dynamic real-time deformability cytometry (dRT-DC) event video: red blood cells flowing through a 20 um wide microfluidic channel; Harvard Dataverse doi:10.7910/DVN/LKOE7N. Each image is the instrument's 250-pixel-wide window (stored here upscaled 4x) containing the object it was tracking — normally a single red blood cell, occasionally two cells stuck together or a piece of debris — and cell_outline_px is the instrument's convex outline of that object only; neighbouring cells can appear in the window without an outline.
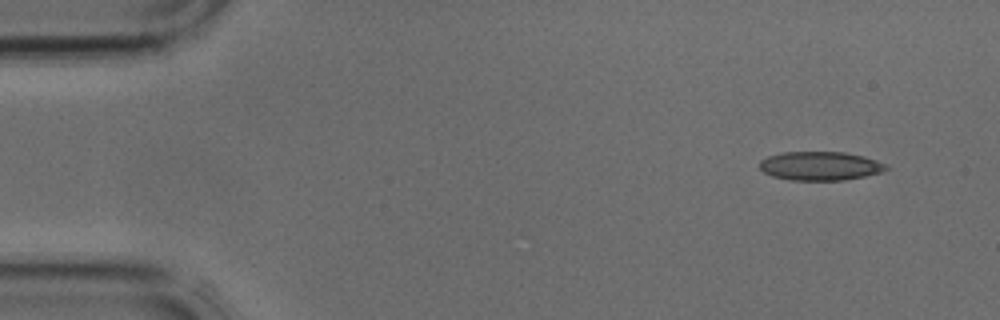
{"species": "common noctule bat (a hibernating species)", "species_latin": "Nyctalus noctula", "temperature_condition": "cold", "stored_images_in_passage": 3, "camera_frame_rate_fps": 3000, "um_per_image_px": 0.085, "animal": {"sex": "male", "body_mass_g": 17.9, "forearm_length_mm": 54.2}, "frame": {"image": 1, "passage_image": 1, "time_ms": 0.0, "image_size_px": [1000, 320], "cell_outline_px": [[888, 168], [880, 172], [864, 176], [844, 180], [788, 180], [772, 176], [764, 172], [760, 168], [760, 160], [768, 156], [784, 152], [844, 152], [864, 156], [888, 164]], "centroid_in_image_um": [69.71, 14.1], "position_along_channel_um": 15.3, "area_um2": 21.21}}
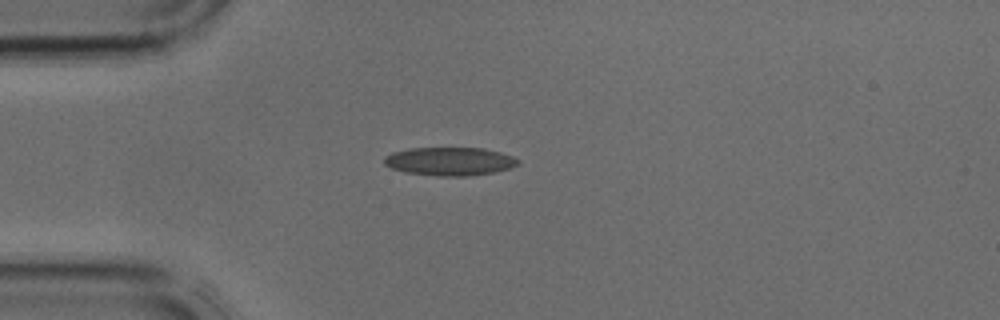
{"frame": {"image": 2, "passage_image": 3, "time_ms": 0.667, "image_size_px": [1000, 320], "cell_outline_px": [[520, 164], [496, 172], [468, 176], [436, 176], [404, 172], [392, 168], [384, 164], [384, 156], [392, 152], [408, 148], [484, 148], [500, 152], [512, 156], [520, 160]], "centroid_in_image_um": [38.22, 13.71], "position_along_channel_um": 46.8, "area_um2": 22.25}}